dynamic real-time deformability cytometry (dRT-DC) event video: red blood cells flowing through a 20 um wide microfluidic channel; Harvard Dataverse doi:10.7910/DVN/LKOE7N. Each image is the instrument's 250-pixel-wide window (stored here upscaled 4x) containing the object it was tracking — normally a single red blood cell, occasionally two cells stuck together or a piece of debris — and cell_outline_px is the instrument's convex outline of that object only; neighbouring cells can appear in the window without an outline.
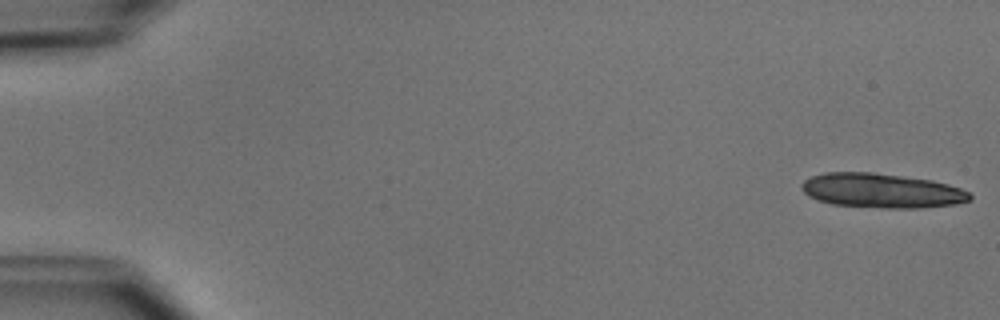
{"species": "common noctule bat (a hibernating species)", "species_latin": "Nyctalus noctula", "temperature_condition": "cold", "stored_images_in_passage": 15, "camera_frame_rate_fps": 3000, "um_per_image_px": 0.085, "animal": {"sex": "male", "body_mass_g": 15.6}, "frame": {"image": 1, "passage_image": 1, "time_ms": 0.0, "image_size_px": [1000, 320], "cell_outline_px": [[972, 200], [956, 204], [924, 208], [884, 208], [832, 204], [816, 200], [808, 196], [800, 188], [800, 184], [804, 180], [812, 176], [824, 172], [872, 172], [932, 180], [948, 184], [972, 192]], "centroid_in_image_um": [74.95, 16.21], "position_along_channel_um": 10.0, "area_um2": 34.16}}